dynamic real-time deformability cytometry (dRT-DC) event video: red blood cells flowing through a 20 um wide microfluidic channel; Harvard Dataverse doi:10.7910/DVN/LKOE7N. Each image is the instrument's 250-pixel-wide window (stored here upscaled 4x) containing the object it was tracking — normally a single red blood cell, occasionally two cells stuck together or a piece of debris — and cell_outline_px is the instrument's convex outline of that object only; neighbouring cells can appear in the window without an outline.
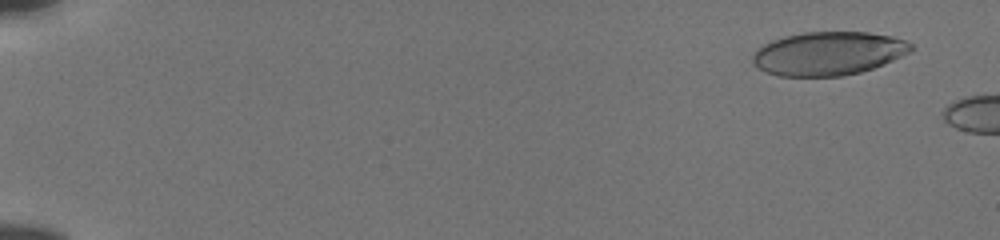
{"species": "human", "species_latin": "Homo sapiens", "temperature_condition": "cold", "stored_images_in_passage": 9, "camera_frame_rate_fps": 3000, "um_per_image_px": 0.085, "donor": {"sex": "male"}, "frame": {"image": 1, "passage_image": 4, "time_ms": 1.0, "image_size_px": [1000, 240], "cell_outline_px": [[916, 48], [912, 52], [884, 64], [860, 72], [844, 76], [780, 76], [768, 72], [760, 68], [752, 60], [752, 56], [764, 44], [772, 40], [784, 36], [804, 32], [868, 32], [892, 36], [904, 40], [912, 44]], "centroid_in_image_um": [70.47, 4.54], "position_along_channel_um": 14.5, "area_um2": 40.11}}